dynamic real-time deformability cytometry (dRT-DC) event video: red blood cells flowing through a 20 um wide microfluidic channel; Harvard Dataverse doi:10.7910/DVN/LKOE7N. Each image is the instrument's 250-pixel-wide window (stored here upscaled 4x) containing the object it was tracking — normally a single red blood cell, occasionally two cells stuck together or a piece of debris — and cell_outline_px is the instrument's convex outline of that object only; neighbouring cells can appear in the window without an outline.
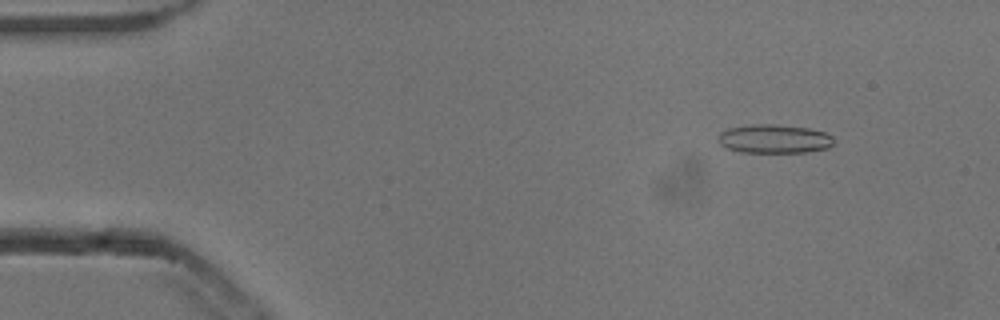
{"species": "common noctule bat (a hibernating species)", "species_latin": "Nyctalus noctula", "temperature_condition": "cold", "stored_images_in_passage": 50, "camera_frame_rate_fps": 3000, "um_per_image_px": 0.085, "animal": {"sex": "male", "body_mass_g": 13.3}, "frame": {"image": 1, "passage_image": 3, "time_ms": 0.667, "image_size_px": [1000, 320], "cell_outline_px": [[832, 144], [828, 148], [804, 152], [740, 152], [728, 148], [720, 144], [716, 136], [720, 132], [728, 128], [756, 124], [772, 124], [808, 128], [824, 132], [832, 136]], "centroid_in_image_um": [65.77, 11.8], "position_along_channel_um": 19.2, "area_um2": 19.25}}
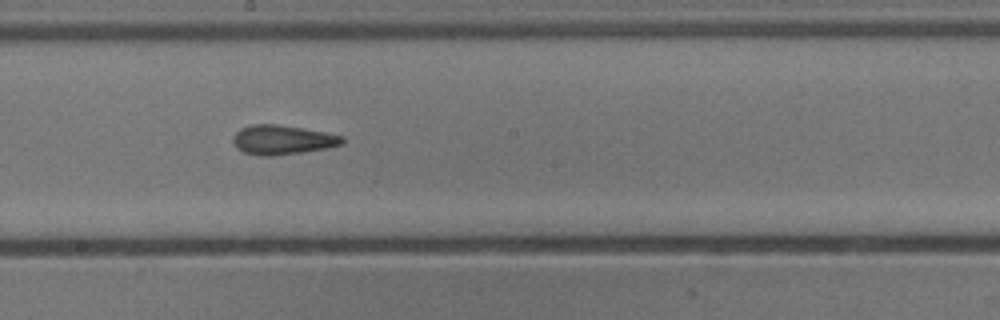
{"frame": {"image": 2, "passage_image": 26, "time_ms": 8.333, "image_size_px": [1000, 320], "cell_outline_px": [[344, 144], [328, 148], [272, 156], [260, 156], [244, 152], [236, 148], [232, 140], [232, 136], [240, 128], [252, 124], [276, 124], [324, 132], [344, 136]], "centroid_in_image_um": [23.98, 11.89], "position_along_channel_um": 224.2, "area_um2": 18.73}}
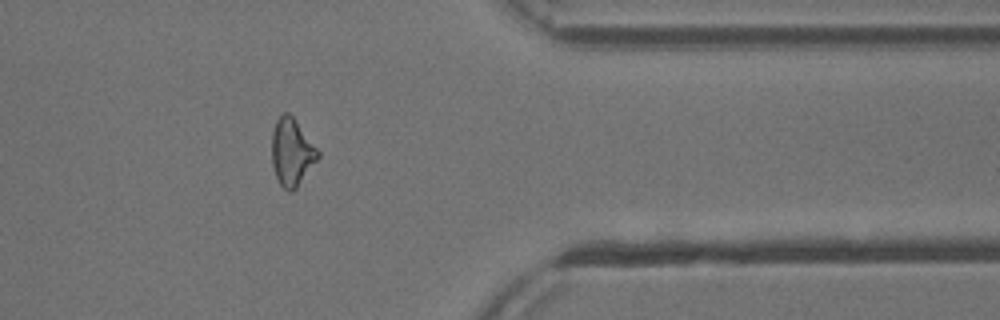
{"frame": {"image": 3, "passage_image": 40, "time_ms": 13.0, "image_size_px": [1000, 320], "cell_outline_px": [[320, 156], [296, 188], [292, 192], [288, 192], [280, 184], [276, 176], [272, 164], [272, 132], [276, 120], [284, 112], [288, 112], [292, 116], [320, 152]], "centroid_in_image_um": [24.79, 12.94], "position_along_channel_um": 386.6, "area_um2": 17.86}, "authors_computed_cell_mechanics": {"area_um2": 18.3515, "velocity_mm_per_s": 3.8468, "shape_relaxation_time_tau1_ms": 9.0141, "shape_relaxation_time_tau2_ms": 3.0268, "deformation_change_tau1": 0.1832, "deformation_change_tau2": 0.1259}}